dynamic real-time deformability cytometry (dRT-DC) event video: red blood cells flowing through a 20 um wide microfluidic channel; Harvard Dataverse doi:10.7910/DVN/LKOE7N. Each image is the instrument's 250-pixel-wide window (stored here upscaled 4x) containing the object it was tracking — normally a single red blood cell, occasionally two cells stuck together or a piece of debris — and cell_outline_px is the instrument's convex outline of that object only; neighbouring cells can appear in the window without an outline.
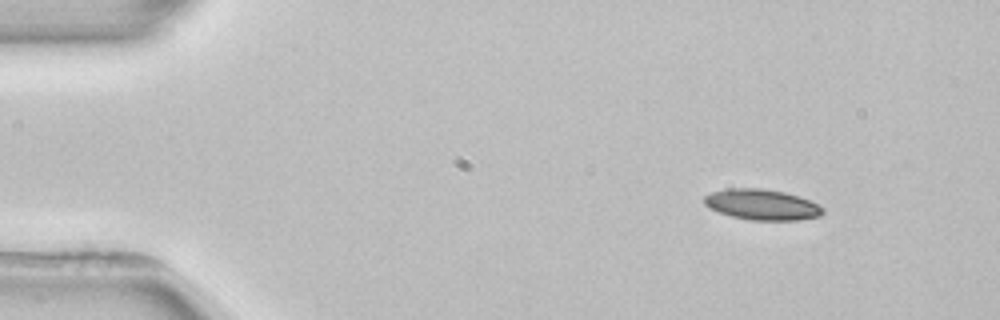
{"species": "common noctule bat (a hibernating species)", "species_latin": "Nyctalus noctula", "temperature_condition": "room temperature", "stored_images_in_passage": 3, "camera_frame_rate_fps": 3000, "um_per_image_px": 0.085, "animal": {"sex": "female", "body_mass_g": 22.7, "forearm_length_mm": 54.2}, "frame": {"image": 1, "passage_image": 1, "time_ms": 0.0, "image_size_px": [1000, 320], "cell_outline_px": [[824, 212], [820, 216], [796, 220], [748, 220], [732, 216], [708, 208], [704, 204], [704, 196], [712, 192], [728, 188], [760, 188], [784, 192], [800, 196], [824, 208]], "centroid_in_image_um": [64.75, 17.39], "position_along_channel_um": 20.3, "area_um2": 21.15}}
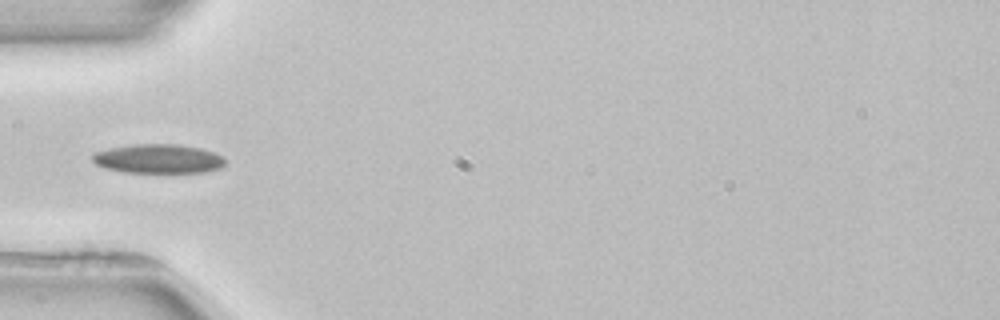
{"frame": {"image": 2, "passage_image": 3, "time_ms": 3.667, "image_size_px": [1000, 320], "cell_outline_px": [[224, 164], [220, 168], [204, 172], [124, 172], [104, 168], [96, 164], [92, 160], [92, 152], [108, 148], [136, 144], [176, 144], [200, 148], [216, 152], [224, 156]], "centroid_in_image_um": [13.44, 13.49], "position_along_channel_um": 71.6, "area_um2": 22.66}}